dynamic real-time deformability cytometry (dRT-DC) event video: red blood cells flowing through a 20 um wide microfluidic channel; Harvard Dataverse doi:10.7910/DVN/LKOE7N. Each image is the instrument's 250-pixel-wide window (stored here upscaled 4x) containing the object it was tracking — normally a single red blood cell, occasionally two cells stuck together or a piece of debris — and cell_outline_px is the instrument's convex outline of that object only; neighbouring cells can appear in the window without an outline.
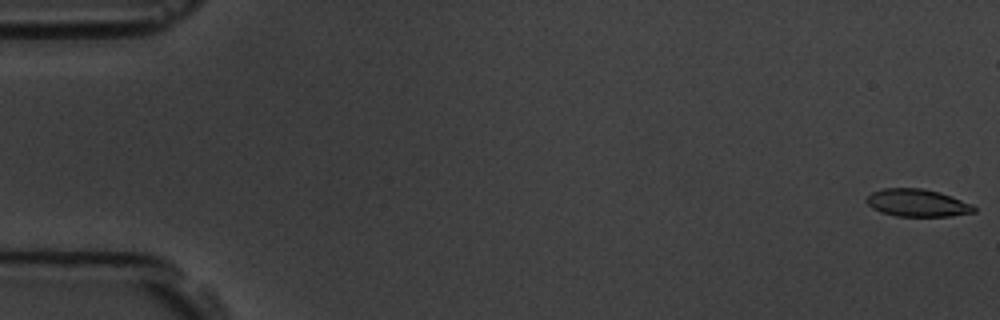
{"species": "common noctule bat (a hibernating species)", "species_latin": "Nyctalus noctula", "temperature_condition": "room temperature", "stored_images_in_passage": 58, "camera_frame_rate_fps": 3000, "um_per_image_px": 0.085, "animal": {"sex": "male", "body_mass_g": 19.5, "forearm_length_mm": 54.6}, "frame": {"image": 1, "passage_image": 1, "time_ms": 0.0, "image_size_px": [1000, 320], "cell_outline_px": [[976, 212], [952, 216], [896, 216], [880, 212], [872, 208], [864, 200], [872, 192], [884, 188], [924, 188], [940, 192], [972, 204], [976, 208]], "centroid_in_image_um": [77.97, 17.24], "position_along_channel_um": 7.0, "area_um2": 17.34}}
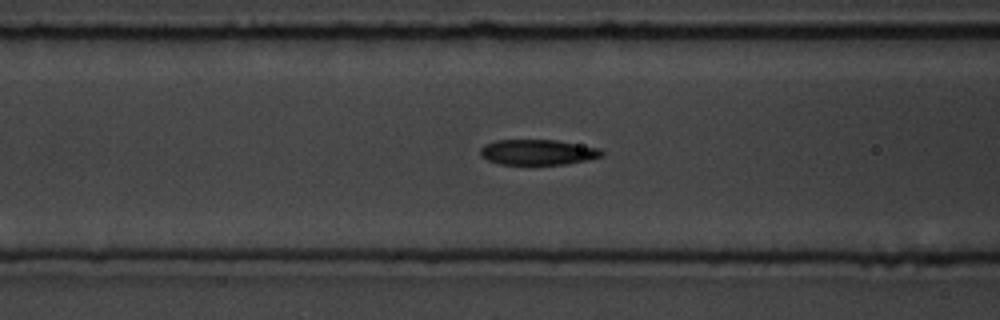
{"frame": {"image": 2, "passage_image": 23, "time_ms": 7.333, "image_size_px": [1000, 320], "cell_outline_px": [[604, 156], [588, 160], [564, 164], [500, 164], [488, 160], [480, 156], [480, 148], [484, 144], [496, 140], [556, 140], [600, 148], [604, 152]], "centroid_in_image_um": [45.72, 12.93], "position_along_channel_um": 120.9, "area_um2": 18.03}}
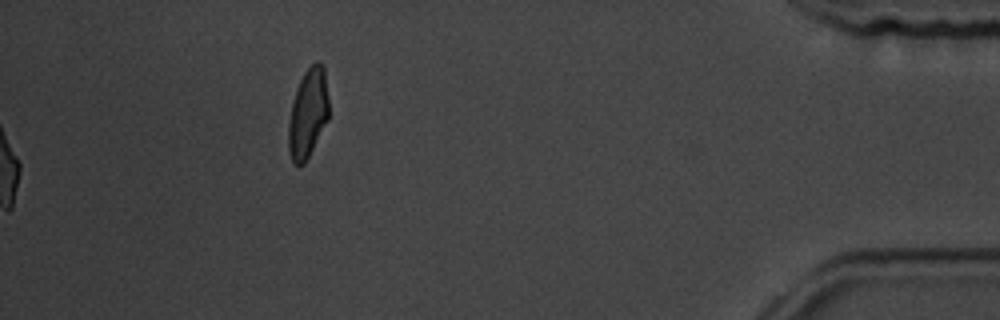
{"frame": {"image": 3, "passage_image": 58, "time_ms": 19.0, "image_size_px": [1000, 320], "cell_outline_px": [[328, 120], [304, 164], [292, 164], [288, 152], [288, 124], [292, 104], [296, 88], [304, 72], [316, 60], [324, 68], [328, 96]], "centroid_in_image_um": [26.16, 9.65], "position_along_channel_um": 409.0, "area_um2": 20.92}, "authors_computed_cell_mechanics": {"area_um2": 18.3804, "velocity_mm_per_s": 3.6191, "shape_relaxation_time_tau1_ms": 3.6322, "shape_relaxation_time_tau2_ms": 1.4052, "deformation_change_tau1": 0.1543, "deformation_change_tau2": 0.0664}}